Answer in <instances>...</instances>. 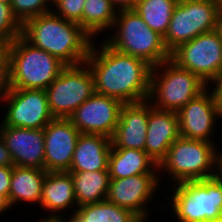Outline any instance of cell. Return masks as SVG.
Segmentation results:
<instances>
[{
  "instance_id": "obj_34",
  "label": "cell",
  "mask_w": 222,
  "mask_h": 222,
  "mask_svg": "<svg viewBox=\"0 0 222 222\" xmlns=\"http://www.w3.org/2000/svg\"><path fill=\"white\" fill-rule=\"evenodd\" d=\"M109 1L117 9V11H120V10L134 9L138 0H109Z\"/></svg>"
},
{
  "instance_id": "obj_32",
  "label": "cell",
  "mask_w": 222,
  "mask_h": 222,
  "mask_svg": "<svg viewBox=\"0 0 222 222\" xmlns=\"http://www.w3.org/2000/svg\"><path fill=\"white\" fill-rule=\"evenodd\" d=\"M212 85L213 87L209 86V88H212L215 94L216 102L222 117V75L218 79H216L213 83H211V86Z\"/></svg>"
},
{
  "instance_id": "obj_11",
  "label": "cell",
  "mask_w": 222,
  "mask_h": 222,
  "mask_svg": "<svg viewBox=\"0 0 222 222\" xmlns=\"http://www.w3.org/2000/svg\"><path fill=\"white\" fill-rule=\"evenodd\" d=\"M0 102L8 106L1 120L5 126L44 129L54 119L43 89L11 88Z\"/></svg>"
},
{
  "instance_id": "obj_31",
  "label": "cell",
  "mask_w": 222,
  "mask_h": 222,
  "mask_svg": "<svg viewBox=\"0 0 222 222\" xmlns=\"http://www.w3.org/2000/svg\"><path fill=\"white\" fill-rule=\"evenodd\" d=\"M13 166H0V195H4L9 200L10 184Z\"/></svg>"
},
{
  "instance_id": "obj_22",
  "label": "cell",
  "mask_w": 222,
  "mask_h": 222,
  "mask_svg": "<svg viewBox=\"0 0 222 222\" xmlns=\"http://www.w3.org/2000/svg\"><path fill=\"white\" fill-rule=\"evenodd\" d=\"M46 173L44 169L13 165L9 192L11 207L18 205L20 202L35 203L40 206Z\"/></svg>"
},
{
  "instance_id": "obj_1",
  "label": "cell",
  "mask_w": 222,
  "mask_h": 222,
  "mask_svg": "<svg viewBox=\"0 0 222 222\" xmlns=\"http://www.w3.org/2000/svg\"><path fill=\"white\" fill-rule=\"evenodd\" d=\"M96 46L93 40L85 60L93 74L95 92L123 104L148 100L152 67L142 59L114 50L104 40Z\"/></svg>"
},
{
  "instance_id": "obj_36",
  "label": "cell",
  "mask_w": 222,
  "mask_h": 222,
  "mask_svg": "<svg viewBox=\"0 0 222 222\" xmlns=\"http://www.w3.org/2000/svg\"><path fill=\"white\" fill-rule=\"evenodd\" d=\"M11 205L9 203V200L6 196L0 195V214L10 210Z\"/></svg>"
},
{
  "instance_id": "obj_2",
  "label": "cell",
  "mask_w": 222,
  "mask_h": 222,
  "mask_svg": "<svg viewBox=\"0 0 222 222\" xmlns=\"http://www.w3.org/2000/svg\"><path fill=\"white\" fill-rule=\"evenodd\" d=\"M21 36L66 66L84 63L93 42L78 23L61 18L53 10L25 21Z\"/></svg>"
},
{
  "instance_id": "obj_40",
  "label": "cell",
  "mask_w": 222,
  "mask_h": 222,
  "mask_svg": "<svg viewBox=\"0 0 222 222\" xmlns=\"http://www.w3.org/2000/svg\"><path fill=\"white\" fill-rule=\"evenodd\" d=\"M37 222H61V219H58V220H39Z\"/></svg>"
},
{
  "instance_id": "obj_35",
  "label": "cell",
  "mask_w": 222,
  "mask_h": 222,
  "mask_svg": "<svg viewBox=\"0 0 222 222\" xmlns=\"http://www.w3.org/2000/svg\"><path fill=\"white\" fill-rule=\"evenodd\" d=\"M219 151V152H218ZM217 151L215 158V174L214 177L222 183V152Z\"/></svg>"
},
{
  "instance_id": "obj_8",
  "label": "cell",
  "mask_w": 222,
  "mask_h": 222,
  "mask_svg": "<svg viewBox=\"0 0 222 222\" xmlns=\"http://www.w3.org/2000/svg\"><path fill=\"white\" fill-rule=\"evenodd\" d=\"M220 10L213 0H178L163 38L169 53L196 36L215 30Z\"/></svg>"
},
{
  "instance_id": "obj_21",
  "label": "cell",
  "mask_w": 222,
  "mask_h": 222,
  "mask_svg": "<svg viewBox=\"0 0 222 222\" xmlns=\"http://www.w3.org/2000/svg\"><path fill=\"white\" fill-rule=\"evenodd\" d=\"M108 171L110 179H119L139 174H158L159 169L145 151L111 147Z\"/></svg>"
},
{
  "instance_id": "obj_37",
  "label": "cell",
  "mask_w": 222,
  "mask_h": 222,
  "mask_svg": "<svg viewBox=\"0 0 222 222\" xmlns=\"http://www.w3.org/2000/svg\"><path fill=\"white\" fill-rule=\"evenodd\" d=\"M68 218L69 220L66 218H62L61 222H85L76 212H74L73 214L71 212V216H68Z\"/></svg>"
},
{
  "instance_id": "obj_12",
  "label": "cell",
  "mask_w": 222,
  "mask_h": 222,
  "mask_svg": "<svg viewBox=\"0 0 222 222\" xmlns=\"http://www.w3.org/2000/svg\"><path fill=\"white\" fill-rule=\"evenodd\" d=\"M122 105L116 98L95 92L68 119L80 133L111 138L118 125Z\"/></svg>"
},
{
  "instance_id": "obj_26",
  "label": "cell",
  "mask_w": 222,
  "mask_h": 222,
  "mask_svg": "<svg viewBox=\"0 0 222 222\" xmlns=\"http://www.w3.org/2000/svg\"><path fill=\"white\" fill-rule=\"evenodd\" d=\"M76 212L85 222H134L138 216L107 200L78 207Z\"/></svg>"
},
{
  "instance_id": "obj_3",
  "label": "cell",
  "mask_w": 222,
  "mask_h": 222,
  "mask_svg": "<svg viewBox=\"0 0 222 222\" xmlns=\"http://www.w3.org/2000/svg\"><path fill=\"white\" fill-rule=\"evenodd\" d=\"M111 29L114 32L103 40L114 50L142 59L152 68L170 59L163 37L151 30L134 9L118 11Z\"/></svg>"
},
{
  "instance_id": "obj_38",
  "label": "cell",
  "mask_w": 222,
  "mask_h": 222,
  "mask_svg": "<svg viewBox=\"0 0 222 222\" xmlns=\"http://www.w3.org/2000/svg\"><path fill=\"white\" fill-rule=\"evenodd\" d=\"M217 33L219 34L220 38L222 39V9L220 10L217 22H216V29Z\"/></svg>"
},
{
  "instance_id": "obj_39",
  "label": "cell",
  "mask_w": 222,
  "mask_h": 222,
  "mask_svg": "<svg viewBox=\"0 0 222 222\" xmlns=\"http://www.w3.org/2000/svg\"><path fill=\"white\" fill-rule=\"evenodd\" d=\"M134 222H148V217H138Z\"/></svg>"
},
{
  "instance_id": "obj_23",
  "label": "cell",
  "mask_w": 222,
  "mask_h": 222,
  "mask_svg": "<svg viewBox=\"0 0 222 222\" xmlns=\"http://www.w3.org/2000/svg\"><path fill=\"white\" fill-rule=\"evenodd\" d=\"M70 173L78 207L106 200L110 182L108 170Z\"/></svg>"
},
{
  "instance_id": "obj_33",
  "label": "cell",
  "mask_w": 222,
  "mask_h": 222,
  "mask_svg": "<svg viewBox=\"0 0 222 222\" xmlns=\"http://www.w3.org/2000/svg\"><path fill=\"white\" fill-rule=\"evenodd\" d=\"M0 166H13L12 157L0 136Z\"/></svg>"
},
{
  "instance_id": "obj_25",
  "label": "cell",
  "mask_w": 222,
  "mask_h": 222,
  "mask_svg": "<svg viewBox=\"0 0 222 222\" xmlns=\"http://www.w3.org/2000/svg\"><path fill=\"white\" fill-rule=\"evenodd\" d=\"M178 0H138L134 10L151 30L165 37Z\"/></svg>"
},
{
  "instance_id": "obj_4",
  "label": "cell",
  "mask_w": 222,
  "mask_h": 222,
  "mask_svg": "<svg viewBox=\"0 0 222 222\" xmlns=\"http://www.w3.org/2000/svg\"><path fill=\"white\" fill-rule=\"evenodd\" d=\"M209 86L196 74L168 59L151 69L148 101L157 109L177 113Z\"/></svg>"
},
{
  "instance_id": "obj_16",
  "label": "cell",
  "mask_w": 222,
  "mask_h": 222,
  "mask_svg": "<svg viewBox=\"0 0 222 222\" xmlns=\"http://www.w3.org/2000/svg\"><path fill=\"white\" fill-rule=\"evenodd\" d=\"M0 136L12 157L13 165L44 169V129L0 125Z\"/></svg>"
},
{
  "instance_id": "obj_9",
  "label": "cell",
  "mask_w": 222,
  "mask_h": 222,
  "mask_svg": "<svg viewBox=\"0 0 222 222\" xmlns=\"http://www.w3.org/2000/svg\"><path fill=\"white\" fill-rule=\"evenodd\" d=\"M45 91L54 118H69L95 93L93 74L86 62L67 65Z\"/></svg>"
},
{
  "instance_id": "obj_6",
  "label": "cell",
  "mask_w": 222,
  "mask_h": 222,
  "mask_svg": "<svg viewBox=\"0 0 222 222\" xmlns=\"http://www.w3.org/2000/svg\"><path fill=\"white\" fill-rule=\"evenodd\" d=\"M9 51L11 88L45 90L66 66L22 36L9 45Z\"/></svg>"
},
{
  "instance_id": "obj_7",
  "label": "cell",
  "mask_w": 222,
  "mask_h": 222,
  "mask_svg": "<svg viewBox=\"0 0 222 222\" xmlns=\"http://www.w3.org/2000/svg\"><path fill=\"white\" fill-rule=\"evenodd\" d=\"M217 150L214 142L180 136L159 163V173L166 171L176 184L213 177Z\"/></svg>"
},
{
  "instance_id": "obj_19",
  "label": "cell",
  "mask_w": 222,
  "mask_h": 222,
  "mask_svg": "<svg viewBox=\"0 0 222 222\" xmlns=\"http://www.w3.org/2000/svg\"><path fill=\"white\" fill-rule=\"evenodd\" d=\"M72 206L78 208L71 173L47 172L42 186L40 208L50 214L40 220L62 219L66 215L59 212L71 210Z\"/></svg>"
},
{
  "instance_id": "obj_30",
  "label": "cell",
  "mask_w": 222,
  "mask_h": 222,
  "mask_svg": "<svg viewBox=\"0 0 222 222\" xmlns=\"http://www.w3.org/2000/svg\"><path fill=\"white\" fill-rule=\"evenodd\" d=\"M11 89L9 45L0 44V101Z\"/></svg>"
},
{
  "instance_id": "obj_17",
  "label": "cell",
  "mask_w": 222,
  "mask_h": 222,
  "mask_svg": "<svg viewBox=\"0 0 222 222\" xmlns=\"http://www.w3.org/2000/svg\"><path fill=\"white\" fill-rule=\"evenodd\" d=\"M149 119V101L123 104L116 130L111 137L114 149L145 151Z\"/></svg>"
},
{
  "instance_id": "obj_10",
  "label": "cell",
  "mask_w": 222,
  "mask_h": 222,
  "mask_svg": "<svg viewBox=\"0 0 222 222\" xmlns=\"http://www.w3.org/2000/svg\"><path fill=\"white\" fill-rule=\"evenodd\" d=\"M170 59L209 85L222 75V39L216 30L202 33L174 49Z\"/></svg>"
},
{
  "instance_id": "obj_28",
  "label": "cell",
  "mask_w": 222,
  "mask_h": 222,
  "mask_svg": "<svg viewBox=\"0 0 222 222\" xmlns=\"http://www.w3.org/2000/svg\"><path fill=\"white\" fill-rule=\"evenodd\" d=\"M49 4H52V0H12L10 3L14 15L22 24L30 18L52 11L53 6Z\"/></svg>"
},
{
  "instance_id": "obj_20",
  "label": "cell",
  "mask_w": 222,
  "mask_h": 222,
  "mask_svg": "<svg viewBox=\"0 0 222 222\" xmlns=\"http://www.w3.org/2000/svg\"><path fill=\"white\" fill-rule=\"evenodd\" d=\"M111 138L80 133L68 172H94L108 170Z\"/></svg>"
},
{
  "instance_id": "obj_13",
  "label": "cell",
  "mask_w": 222,
  "mask_h": 222,
  "mask_svg": "<svg viewBox=\"0 0 222 222\" xmlns=\"http://www.w3.org/2000/svg\"><path fill=\"white\" fill-rule=\"evenodd\" d=\"M161 174H139L127 178L110 179L106 200L128 209L138 217H148V203L153 200Z\"/></svg>"
},
{
  "instance_id": "obj_15",
  "label": "cell",
  "mask_w": 222,
  "mask_h": 222,
  "mask_svg": "<svg viewBox=\"0 0 222 222\" xmlns=\"http://www.w3.org/2000/svg\"><path fill=\"white\" fill-rule=\"evenodd\" d=\"M79 130L68 118H54L44 128L46 172L69 171Z\"/></svg>"
},
{
  "instance_id": "obj_24",
  "label": "cell",
  "mask_w": 222,
  "mask_h": 222,
  "mask_svg": "<svg viewBox=\"0 0 222 222\" xmlns=\"http://www.w3.org/2000/svg\"><path fill=\"white\" fill-rule=\"evenodd\" d=\"M117 12L109 0H86L78 24L94 38L113 27Z\"/></svg>"
},
{
  "instance_id": "obj_41",
  "label": "cell",
  "mask_w": 222,
  "mask_h": 222,
  "mask_svg": "<svg viewBox=\"0 0 222 222\" xmlns=\"http://www.w3.org/2000/svg\"><path fill=\"white\" fill-rule=\"evenodd\" d=\"M222 9V0H213Z\"/></svg>"
},
{
  "instance_id": "obj_29",
  "label": "cell",
  "mask_w": 222,
  "mask_h": 222,
  "mask_svg": "<svg viewBox=\"0 0 222 222\" xmlns=\"http://www.w3.org/2000/svg\"><path fill=\"white\" fill-rule=\"evenodd\" d=\"M86 0H52L54 13L67 21L79 23L83 15V7Z\"/></svg>"
},
{
  "instance_id": "obj_14",
  "label": "cell",
  "mask_w": 222,
  "mask_h": 222,
  "mask_svg": "<svg viewBox=\"0 0 222 222\" xmlns=\"http://www.w3.org/2000/svg\"><path fill=\"white\" fill-rule=\"evenodd\" d=\"M177 115L181 137L214 142L211 136L216 132L214 129L217 118H220V121L222 117L211 88L208 87L196 98L191 99Z\"/></svg>"
},
{
  "instance_id": "obj_27",
  "label": "cell",
  "mask_w": 222,
  "mask_h": 222,
  "mask_svg": "<svg viewBox=\"0 0 222 222\" xmlns=\"http://www.w3.org/2000/svg\"><path fill=\"white\" fill-rule=\"evenodd\" d=\"M21 32L22 23L14 15L11 5L0 2V44L10 45Z\"/></svg>"
},
{
  "instance_id": "obj_42",
  "label": "cell",
  "mask_w": 222,
  "mask_h": 222,
  "mask_svg": "<svg viewBox=\"0 0 222 222\" xmlns=\"http://www.w3.org/2000/svg\"><path fill=\"white\" fill-rule=\"evenodd\" d=\"M12 0H0V2H4V3H11Z\"/></svg>"
},
{
  "instance_id": "obj_18",
  "label": "cell",
  "mask_w": 222,
  "mask_h": 222,
  "mask_svg": "<svg viewBox=\"0 0 222 222\" xmlns=\"http://www.w3.org/2000/svg\"><path fill=\"white\" fill-rule=\"evenodd\" d=\"M180 137L178 115L173 111L160 110L149 102V119L145 152L159 165L169 147Z\"/></svg>"
},
{
  "instance_id": "obj_5",
  "label": "cell",
  "mask_w": 222,
  "mask_h": 222,
  "mask_svg": "<svg viewBox=\"0 0 222 222\" xmlns=\"http://www.w3.org/2000/svg\"><path fill=\"white\" fill-rule=\"evenodd\" d=\"M173 186L172 196L166 199L177 221L222 222V183L214 176Z\"/></svg>"
}]
</instances>
